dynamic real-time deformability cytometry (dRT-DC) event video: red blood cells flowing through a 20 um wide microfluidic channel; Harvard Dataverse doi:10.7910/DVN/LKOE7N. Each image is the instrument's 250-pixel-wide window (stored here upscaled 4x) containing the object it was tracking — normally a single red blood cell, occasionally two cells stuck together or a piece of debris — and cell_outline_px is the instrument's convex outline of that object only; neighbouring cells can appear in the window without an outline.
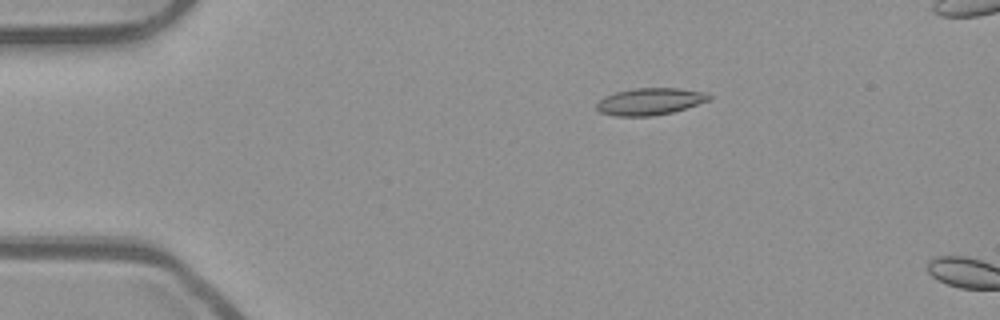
{"species": "common noctule bat (a hibernating species)", "species_latin": "Nyctalus noctula", "temperature_condition": "room temperature", "stored_images_in_passage": 13, "camera_frame_rate_fps": 3000, "um_per_image_px": 0.085, "animal": {"sex": "male", "body_mass_g": 23.1, "forearm_length_mm": 52.7}, "frame": {"image": 1, "passage_image": 10, "time_ms": 3.0, "image_size_px": [1000, 320], "cell_outline_px": [[712, 96], [708, 100], [672, 112], [652, 116], [616, 116], [600, 112], [596, 108], [596, 104], [604, 96], [616, 92], [636, 88], [680, 88], [708, 92]], "centroid_in_image_um": [55.24, 8.62], "position_along_channel_um": 29.8, "area_um2": 17.57}}